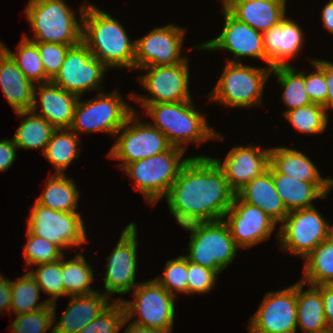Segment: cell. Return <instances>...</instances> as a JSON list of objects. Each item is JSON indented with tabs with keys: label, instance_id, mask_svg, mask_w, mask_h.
Listing matches in <instances>:
<instances>
[{
	"label": "cell",
	"instance_id": "9a60e30c",
	"mask_svg": "<svg viewBox=\"0 0 333 333\" xmlns=\"http://www.w3.org/2000/svg\"><path fill=\"white\" fill-rule=\"evenodd\" d=\"M248 333H297L296 283L281 291L267 292Z\"/></svg>",
	"mask_w": 333,
	"mask_h": 333
},
{
	"label": "cell",
	"instance_id": "9c48e42d",
	"mask_svg": "<svg viewBox=\"0 0 333 333\" xmlns=\"http://www.w3.org/2000/svg\"><path fill=\"white\" fill-rule=\"evenodd\" d=\"M79 97L70 126L77 135L79 132H105L116 135L134 109L122 100L117 90L109 94L100 92L92 100L82 102Z\"/></svg>",
	"mask_w": 333,
	"mask_h": 333
},
{
	"label": "cell",
	"instance_id": "681fc988",
	"mask_svg": "<svg viewBox=\"0 0 333 333\" xmlns=\"http://www.w3.org/2000/svg\"><path fill=\"white\" fill-rule=\"evenodd\" d=\"M11 296V280L0 274V312L8 310L10 313Z\"/></svg>",
	"mask_w": 333,
	"mask_h": 333
},
{
	"label": "cell",
	"instance_id": "ba28073f",
	"mask_svg": "<svg viewBox=\"0 0 333 333\" xmlns=\"http://www.w3.org/2000/svg\"><path fill=\"white\" fill-rule=\"evenodd\" d=\"M134 301L120 300L125 318L133 323L162 333H171L175 317V296L170 294L155 279L139 283L134 288Z\"/></svg>",
	"mask_w": 333,
	"mask_h": 333
},
{
	"label": "cell",
	"instance_id": "db71d44e",
	"mask_svg": "<svg viewBox=\"0 0 333 333\" xmlns=\"http://www.w3.org/2000/svg\"><path fill=\"white\" fill-rule=\"evenodd\" d=\"M243 0H223V12H229L231 9H233L238 3H240Z\"/></svg>",
	"mask_w": 333,
	"mask_h": 333
},
{
	"label": "cell",
	"instance_id": "836d02e7",
	"mask_svg": "<svg viewBox=\"0 0 333 333\" xmlns=\"http://www.w3.org/2000/svg\"><path fill=\"white\" fill-rule=\"evenodd\" d=\"M78 143V135L70 129H56L53 132L43 154L56 173L64 174L71 162L79 158Z\"/></svg>",
	"mask_w": 333,
	"mask_h": 333
},
{
	"label": "cell",
	"instance_id": "d6986e66",
	"mask_svg": "<svg viewBox=\"0 0 333 333\" xmlns=\"http://www.w3.org/2000/svg\"><path fill=\"white\" fill-rule=\"evenodd\" d=\"M223 14L225 23L221 34L215 39L199 45L197 49L228 50L235 55V58L229 59L227 62H240L241 57H256L265 60L263 33L238 20L230 12H223Z\"/></svg>",
	"mask_w": 333,
	"mask_h": 333
},
{
	"label": "cell",
	"instance_id": "4fadbf2b",
	"mask_svg": "<svg viewBox=\"0 0 333 333\" xmlns=\"http://www.w3.org/2000/svg\"><path fill=\"white\" fill-rule=\"evenodd\" d=\"M107 69L81 41L68 49L58 74L51 82L81 97L87 91L101 90Z\"/></svg>",
	"mask_w": 333,
	"mask_h": 333
},
{
	"label": "cell",
	"instance_id": "c3c4849f",
	"mask_svg": "<svg viewBox=\"0 0 333 333\" xmlns=\"http://www.w3.org/2000/svg\"><path fill=\"white\" fill-rule=\"evenodd\" d=\"M321 296L326 324L333 331V285L321 284Z\"/></svg>",
	"mask_w": 333,
	"mask_h": 333
},
{
	"label": "cell",
	"instance_id": "d6a6232c",
	"mask_svg": "<svg viewBox=\"0 0 333 333\" xmlns=\"http://www.w3.org/2000/svg\"><path fill=\"white\" fill-rule=\"evenodd\" d=\"M91 265L86 262L83 254L66 260L62 257V282L65 296H78L96 292L91 289L94 275Z\"/></svg>",
	"mask_w": 333,
	"mask_h": 333
},
{
	"label": "cell",
	"instance_id": "b9f144b4",
	"mask_svg": "<svg viewBox=\"0 0 333 333\" xmlns=\"http://www.w3.org/2000/svg\"><path fill=\"white\" fill-rule=\"evenodd\" d=\"M16 316L10 326L11 333H46L48 330L53 333V328H51L54 325L52 304L41 310Z\"/></svg>",
	"mask_w": 333,
	"mask_h": 333
},
{
	"label": "cell",
	"instance_id": "52a82bcc",
	"mask_svg": "<svg viewBox=\"0 0 333 333\" xmlns=\"http://www.w3.org/2000/svg\"><path fill=\"white\" fill-rule=\"evenodd\" d=\"M271 72V67L226 62L217 84L209 94L210 100L236 108L262 104L263 88Z\"/></svg>",
	"mask_w": 333,
	"mask_h": 333
},
{
	"label": "cell",
	"instance_id": "f5cc1de1",
	"mask_svg": "<svg viewBox=\"0 0 333 333\" xmlns=\"http://www.w3.org/2000/svg\"><path fill=\"white\" fill-rule=\"evenodd\" d=\"M124 333H162V332L155 330V329L140 326V325H137V324L131 322L128 324V327L124 331Z\"/></svg>",
	"mask_w": 333,
	"mask_h": 333
},
{
	"label": "cell",
	"instance_id": "2e32d148",
	"mask_svg": "<svg viewBox=\"0 0 333 333\" xmlns=\"http://www.w3.org/2000/svg\"><path fill=\"white\" fill-rule=\"evenodd\" d=\"M184 34L185 29L170 24L157 27L142 38L135 39L134 69L184 62L187 59L181 55Z\"/></svg>",
	"mask_w": 333,
	"mask_h": 333
},
{
	"label": "cell",
	"instance_id": "f907efd6",
	"mask_svg": "<svg viewBox=\"0 0 333 333\" xmlns=\"http://www.w3.org/2000/svg\"><path fill=\"white\" fill-rule=\"evenodd\" d=\"M325 80L328 91L326 102L322 106L328 110L333 109V62L325 61Z\"/></svg>",
	"mask_w": 333,
	"mask_h": 333
},
{
	"label": "cell",
	"instance_id": "603a6c76",
	"mask_svg": "<svg viewBox=\"0 0 333 333\" xmlns=\"http://www.w3.org/2000/svg\"><path fill=\"white\" fill-rule=\"evenodd\" d=\"M36 92H38L42 108L40 113H36L38 108ZM78 99L79 96L76 94L68 92L52 82L38 84V87H35V105L31 110L46 119L55 129H69Z\"/></svg>",
	"mask_w": 333,
	"mask_h": 333
},
{
	"label": "cell",
	"instance_id": "7402d4cb",
	"mask_svg": "<svg viewBox=\"0 0 333 333\" xmlns=\"http://www.w3.org/2000/svg\"><path fill=\"white\" fill-rule=\"evenodd\" d=\"M110 296L96 291L91 294L70 296L66 311L56 322V305L53 306L54 323L53 333H78L93 321L110 304Z\"/></svg>",
	"mask_w": 333,
	"mask_h": 333
},
{
	"label": "cell",
	"instance_id": "30bf717a",
	"mask_svg": "<svg viewBox=\"0 0 333 333\" xmlns=\"http://www.w3.org/2000/svg\"><path fill=\"white\" fill-rule=\"evenodd\" d=\"M138 119L140 118L134 110L117 131L115 137L120 135L108 154L109 158L122 162L118 164L122 169L127 164L165 152L172 147L159 129L150 123L138 122Z\"/></svg>",
	"mask_w": 333,
	"mask_h": 333
},
{
	"label": "cell",
	"instance_id": "484cf974",
	"mask_svg": "<svg viewBox=\"0 0 333 333\" xmlns=\"http://www.w3.org/2000/svg\"><path fill=\"white\" fill-rule=\"evenodd\" d=\"M235 194L242 201L262 209L277 224L282 223L289 213L274 187L269 170L255 177Z\"/></svg>",
	"mask_w": 333,
	"mask_h": 333
},
{
	"label": "cell",
	"instance_id": "8fae6325",
	"mask_svg": "<svg viewBox=\"0 0 333 333\" xmlns=\"http://www.w3.org/2000/svg\"><path fill=\"white\" fill-rule=\"evenodd\" d=\"M333 233L315 206L290 211L277 233L281 249L304 259Z\"/></svg>",
	"mask_w": 333,
	"mask_h": 333
},
{
	"label": "cell",
	"instance_id": "8d00e7d4",
	"mask_svg": "<svg viewBox=\"0 0 333 333\" xmlns=\"http://www.w3.org/2000/svg\"><path fill=\"white\" fill-rule=\"evenodd\" d=\"M0 46L11 56L18 68L32 83L44 84L51 82L46 77L38 47L34 42L23 37L17 47V53H13L2 42H0Z\"/></svg>",
	"mask_w": 333,
	"mask_h": 333
},
{
	"label": "cell",
	"instance_id": "7a4b0ae2",
	"mask_svg": "<svg viewBox=\"0 0 333 333\" xmlns=\"http://www.w3.org/2000/svg\"><path fill=\"white\" fill-rule=\"evenodd\" d=\"M82 42L91 54L109 67L134 69L135 41L111 15L89 5H81Z\"/></svg>",
	"mask_w": 333,
	"mask_h": 333
},
{
	"label": "cell",
	"instance_id": "277c9868",
	"mask_svg": "<svg viewBox=\"0 0 333 333\" xmlns=\"http://www.w3.org/2000/svg\"><path fill=\"white\" fill-rule=\"evenodd\" d=\"M25 15L35 38H24L32 42L57 43L69 46L82 41V24L64 0H29Z\"/></svg>",
	"mask_w": 333,
	"mask_h": 333
},
{
	"label": "cell",
	"instance_id": "f1b7e54d",
	"mask_svg": "<svg viewBox=\"0 0 333 333\" xmlns=\"http://www.w3.org/2000/svg\"><path fill=\"white\" fill-rule=\"evenodd\" d=\"M277 173L300 179L304 182H333L330 177L322 178L317 167L303 152L287 147L270 149V164Z\"/></svg>",
	"mask_w": 333,
	"mask_h": 333
},
{
	"label": "cell",
	"instance_id": "83f0119b",
	"mask_svg": "<svg viewBox=\"0 0 333 333\" xmlns=\"http://www.w3.org/2000/svg\"><path fill=\"white\" fill-rule=\"evenodd\" d=\"M305 283L299 280L296 283L297 298V328L304 333H328L325 321V312L321 296V284L309 285V289L303 291Z\"/></svg>",
	"mask_w": 333,
	"mask_h": 333
},
{
	"label": "cell",
	"instance_id": "7dc6e473",
	"mask_svg": "<svg viewBox=\"0 0 333 333\" xmlns=\"http://www.w3.org/2000/svg\"><path fill=\"white\" fill-rule=\"evenodd\" d=\"M17 146L13 139L0 141V172L8 170L16 159Z\"/></svg>",
	"mask_w": 333,
	"mask_h": 333
},
{
	"label": "cell",
	"instance_id": "1f68e13d",
	"mask_svg": "<svg viewBox=\"0 0 333 333\" xmlns=\"http://www.w3.org/2000/svg\"><path fill=\"white\" fill-rule=\"evenodd\" d=\"M305 284L317 286L333 283V233L321 242L305 259Z\"/></svg>",
	"mask_w": 333,
	"mask_h": 333
},
{
	"label": "cell",
	"instance_id": "f6af8a7d",
	"mask_svg": "<svg viewBox=\"0 0 333 333\" xmlns=\"http://www.w3.org/2000/svg\"><path fill=\"white\" fill-rule=\"evenodd\" d=\"M314 65L313 73L304 74V88L312 103L323 105L327 97V84L325 80V60L310 59Z\"/></svg>",
	"mask_w": 333,
	"mask_h": 333
},
{
	"label": "cell",
	"instance_id": "5b68a950",
	"mask_svg": "<svg viewBox=\"0 0 333 333\" xmlns=\"http://www.w3.org/2000/svg\"><path fill=\"white\" fill-rule=\"evenodd\" d=\"M191 232L188 261L221 273L231 264L239 248L224 220L197 222L181 227Z\"/></svg>",
	"mask_w": 333,
	"mask_h": 333
},
{
	"label": "cell",
	"instance_id": "ac0fdd59",
	"mask_svg": "<svg viewBox=\"0 0 333 333\" xmlns=\"http://www.w3.org/2000/svg\"><path fill=\"white\" fill-rule=\"evenodd\" d=\"M225 218L236 245L243 249L270 238L277 225L262 209L242 201L236 194Z\"/></svg>",
	"mask_w": 333,
	"mask_h": 333
},
{
	"label": "cell",
	"instance_id": "e575fe53",
	"mask_svg": "<svg viewBox=\"0 0 333 333\" xmlns=\"http://www.w3.org/2000/svg\"><path fill=\"white\" fill-rule=\"evenodd\" d=\"M273 75L283 87L282 99L288 107L286 111L311 104V100L304 88V72L294 69L291 65L276 66L272 68Z\"/></svg>",
	"mask_w": 333,
	"mask_h": 333
},
{
	"label": "cell",
	"instance_id": "6da1fadb",
	"mask_svg": "<svg viewBox=\"0 0 333 333\" xmlns=\"http://www.w3.org/2000/svg\"><path fill=\"white\" fill-rule=\"evenodd\" d=\"M235 192L214 158L190 157L171 185L166 201L181 227L223 220Z\"/></svg>",
	"mask_w": 333,
	"mask_h": 333
},
{
	"label": "cell",
	"instance_id": "d4e9b609",
	"mask_svg": "<svg viewBox=\"0 0 333 333\" xmlns=\"http://www.w3.org/2000/svg\"><path fill=\"white\" fill-rule=\"evenodd\" d=\"M0 86L15 112L35 105V83L28 80L11 56L0 46Z\"/></svg>",
	"mask_w": 333,
	"mask_h": 333
},
{
	"label": "cell",
	"instance_id": "3957f363",
	"mask_svg": "<svg viewBox=\"0 0 333 333\" xmlns=\"http://www.w3.org/2000/svg\"><path fill=\"white\" fill-rule=\"evenodd\" d=\"M146 114L152 117V126L159 129L168 142L186 151V144L220 138L207 124L204 114H200L192 100L175 103L141 104Z\"/></svg>",
	"mask_w": 333,
	"mask_h": 333
},
{
	"label": "cell",
	"instance_id": "f35d334b",
	"mask_svg": "<svg viewBox=\"0 0 333 333\" xmlns=\"http://www.w3.org/2000/svg\"><path fill=\"white\" fill-rule=\"evenodd\" d=\"M36 270L28 271L31 276L36 280L39 288L50 295L47 299L50 304L55 303L59 297L64 296V286L62 282V258L56 262L43 263L35 265Z\"/></svg>",
	"mask_w": 333,
	"mask_h": 333
},
{
	"label": "cell",
	"instance_id": "ee69618b",
	"mask_svg": "<svg viewBox=\"0 0 333 333\" xmlns=\"http://www.w3.org/2000/svg\"><path fill=\"white\" fill-rule=\"evenodd\" d=\"M34 43L38 47L46 77L52 81L58 74L65 60L66 53L71 46L57 43Z\"/></svg>",
	"mask_w": 333,
	"mask_h": 333
},
{
	"label": "cell",
	"instance_id": "60d3db41",
	"mask_svg": "<svg viewBox=\"0 0 333 333\" xmlns=\"http://www.w3.org/2000/svg\"><path fill=\"white\" fill-rule=\"evenodd\" d=\"M28 240L24 245V261L35 266L43 263L56 262L64 256V252L45 238L34 236L27 230ZM33 264V265H32Z\"/></svg>",
	"mask_w": 333,
	"mask_h": 333
},
{
	"label": "cell",
	"instance_id": "cb8c5ba5",
	"mask_svg": "<svg viewBox=\"0 0 333 333\" xmlns=\"http://www.w3.org/2000/svg\"><path fill=\"white\" fill-rule=\"evenodd\" d=\"M274 187L288 212L314 206L313 200L326 198L333 182H304L291 176L277 173L270 165Z\"/></svg>",
	"mask_w": 333,
	"mask_h": 333
},
{
	"label": "cell",
	"instance_id": "7bdbcfd3",
	"mask_svg": "<svg viewBox=\"0 0 333 333\" xmlns=\"http://www.w3.org/2000/svg\"><path fill=\"white\" fill-rule=\"evenodd\" d=\"M163 277L155 280L163 286L170 294H187L188 260L185 255L178 256L166 262Z\"/></svg>",
	"mask_w": 333,
	"mask_h": 333
},
{
	"label": "cell",
	"instance_id": "f546056e",
	"mask_svg": "<svg viewBox=\"0 0 333 333\" xmlns=\"http://www.w3.org/2000/svg\"><path fill=\"white\" fill-rule=\"evenodd\" d=\"M16 114L23 117L21 125L13 136L17 149L42 148L44 153L56 129L46 119L35 114L32 110L17 111Z\"/></svg>",
	"mask_w": 333,
	"mask_h": 333
},
{
	"label": "cell",
	"instance_id": "ab89813d",
	"mask_svg": "<svg viewBox=\"0 0 333 333\" xmlns=\"http://www.w3.org/2000/svg\"><path fill=\"white\" fill-rule=\"evenodd\" d=\"M121 299L113 301L93 321L78 333H118L129 322Z\"/></svg>",
	"mask_w": 333,
	"mask_h": 333
},
{
	"label": "cell",
	"instance_id": "816d5d0a",
	"mask_svg": "<svg viewBox=\"0 0 333 333\" xmlns=\"http://www.w3.org/2000/svg\"><path fill=\"white\" fill-rule=\"evenodd\" d=\"M321 18L324 25L323 27L333 33V0H329V2L324 6Z\"/></svg>",
	"mask_w": 333,
	"mask_h": 333
},
{
	"label": "cell",
	"instance_id": "d590c367",
	"mask_svg": "<svg viewBox=\"0 0 333 333\" xmlns=\"http://www.w3.org/2000/svg\"><path fill=\"white\" fill-rule=\"evenodd\" d=\"M11 289L10 310L12 311L10 313L15 312L16 315L31 313L41 310L50 304L47 300L37 303L41 289L29 272L15 281L12 280Z\"/></svg>",
	"mask_w": 333,
	"mask_h": 333
},
{
	"label": "cell",
	"instance_id": "ffe728a7",
	"mask_svg": "<svg viewBox=\"0 0 333 333\" xmlns=\"http://www.w3.org/2000/svg\"><path fill=\"white\" fill-rule=\"evenodd\" d=\"M223 170L229 187L236 193L244 185L268 170L270 164V148L263 149L259 145L235 146L222 163L214 159Z\"/></svg>",
	"mask_w": 333,
	"mask_h": 333
},
{
	"label": "cell",
	"instance_id": "74e56055",
	"mask_svg": "<svg viewBox=\"0 0 333 333\" xmlns=\"http://www.w3.org/2000/svg\"><path fill=\"white\" fill-rule=\"evenodd\" d=\"M322 105L311 103L297 109L284 111L285 118L296 130L307 134L322 133L328 124V117Z\"/></svg>",
	"mask_w": 333,
	"mask_h": 333
},
{
	"label": "cell",
	"instance_id": "5bb4252c",
	"mask_svg": "<svg viewBox=\"0 0 333 333\" xmlns=\"http://www.w3.org/2000/svg\"><path fill=\"white\" fill-rule=\"evenodd\" d=\"M188 59L172 66H149L148 70L139 77L143 87L151 94L139 96L131 94L130 98L136 99L140 104L175 103L192 100L189 91V65Z\"/></svg>",
	"mask_w": 333,
	"mask_h": 333
},
{
	"label": "cell",
	"instance_id": "44dd1931",
	"mask_svg": "<svg viewBox=\"0 0 333 333\" xmlns=\"http://www.w3.org/2000/svg\"><path fill=\"white\" fill-rule=\"evenodd\" d=\"M304 38L302 28L289 18H284L263 33L265 61L268 66H286L300 52Z\"/></svg>",
	"mask_w": 333,
	"mask_h": 333
},
{
	"label": "cell",
	"instance_id": "8992f818",
	"mask_svg": "<svg viewBox=\"0 0 333 333\" xmlns=\"http://www.w3.org/2000/svg\"><path fill=\"white\" fill-rule=\"evenodd\" d=\"M185 150L172 146L169 150L127 164L123 171L134 181V188L145 196L147 203L155 204L167 196L183 165Z\"/></svg>",
	"mask_w": 333,
	"mask_h": 333
},
{
	"label": "cell",
	"instance_id": "4dcf8cb0",
	"mask_svg": "<svg viewBox=\"0 0 333 333\" xmlns=\"http://www.w3.org/2000/svg\"><path fill=\"white\" fill-rule=\"evenodd\" d=\"M47 183L43 194L36 199L38 204L56 211L77 212L80 194L72 179L55 173Z\"/></svg>",
	"mask_w": 333,
	"mask_h": 333
},
{
	"label": "cell",
	"instance_id": "bcb514c9",
	"mask_svg": "<svg viewBox=\"0 0 333 333\" xmlns=\"http://www.w3.org/2000/svg\"><path fill=\"white\" fill-rule=\"evenodd\" d=\"M217 276L214 270L188 261L187 294L209 292L214 288Z\"/></svg>",
	"mask_w": 333,
	"mask_h": 333
},
{
	"label": "cell",
	"instance_id": "7c38bea8",
	"mask_svg": "<svg viewBox=\"0 0 333 333\" xmlns=\"http://www.w3.org/2000/svg\"><path fill=\"white\" fill-rule=\"evenodd\" d=\"M27 229L34 235L56 244L61 250L87 242L84 222L79 212H62L35 201Z\"/></svg>",
	"mask_w": 333,
	"mask_h": 333
},
{
	"label": "cell",
	"instance_id": "4316f807",
	"mask_svg": "<svg viewBox=\"0 0 333 333\" xmlns=\"http://www.w3.org/2000/svg\"><path fill=\"white\" fill-rule=\"evenodd\" d=\"M229 12L264 33L285 18L286 0H243Z\"/></svg>",
	"mask_w": 333,
	"mask_h": 333
},
{
	"label": "cell",
	"instance_id": "e0dca14e",
	"mask_svg": "<svg viewBox=\"0 0 333 333\" xmlns=\"http://www.w3.org/2000/svg\"><path fill=\"white\" fill-rule=\"evenodd\" d=\"M136 224L130 223L123 230L117 246L107 256L106 277L103 278L105 294H125L133 290L137 269V233Z\"/></svg>",
	"mask_w": 333,
	"mask_h": 333
}]
</instances>
